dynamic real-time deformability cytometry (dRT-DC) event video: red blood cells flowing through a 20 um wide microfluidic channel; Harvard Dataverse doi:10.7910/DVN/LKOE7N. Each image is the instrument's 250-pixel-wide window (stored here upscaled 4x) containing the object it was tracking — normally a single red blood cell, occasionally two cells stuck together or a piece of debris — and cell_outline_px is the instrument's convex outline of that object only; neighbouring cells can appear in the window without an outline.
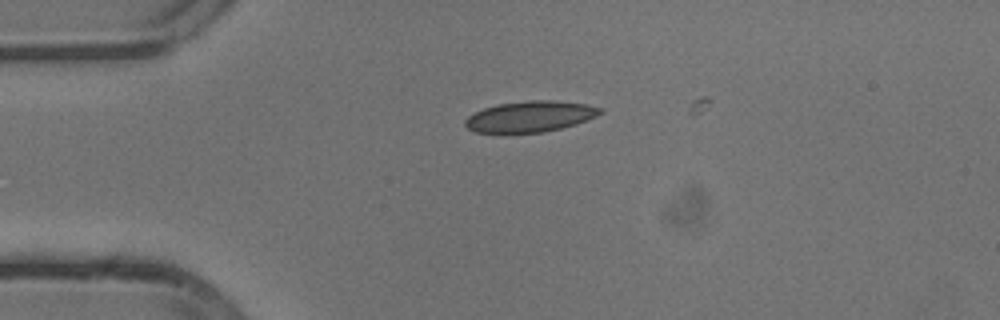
{"species": "common noctule bat (a hibernating species)", "species_latin": "Nyctalus noctula", "temperature_condition": "cold", "stored_images_in_passage": 13, "camera_frame_rate_fps": 3000, "um_per_image_px": 0.085, "animal": {"sex": "male", "body_mass_g": 13.3}, "frame": {"image": 1, "passage_image": 3, "time_ms": 0.667, "image_size_px": [1000, 320], "cell_outline_px": [[604, 112], [596, 116], [576, 124], [544, 132], [476, 132], [468, 128], [464, 124], [464, 120], [468, 116], [484, 108], [496, 104], [532, 100], [552, 100], [588, 104], [604, 108]], "centroid_in_image_um": [45.1, 9.89], "position_along_channel_um": 39.9, "area_um2": 24.22}}
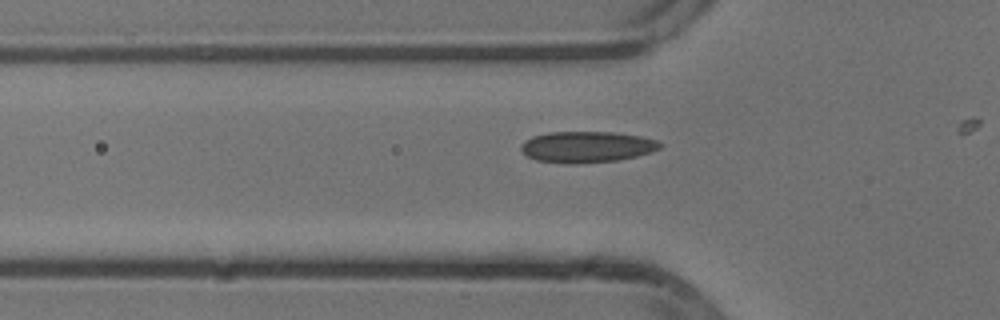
{"frame": {"image": 2, "passage_image": 8, "time_ms": 2.333, "image_size_px": [1000, 320], "cell_outline_px": [[664, 144], [660, 148], [652, 152], [636, 156], [616, 160], [572, 164], [564, 164], [536, 160], [528, 156], [520, 148], [520, 144], [524, 140], [532, 136], [548, 132], [612, 132], [640, 136], [656, 140]], "centroid_in_image_um": [49.86, 12.48], "position_along_channel_um": 75.9, "area_um2": 25.32}}
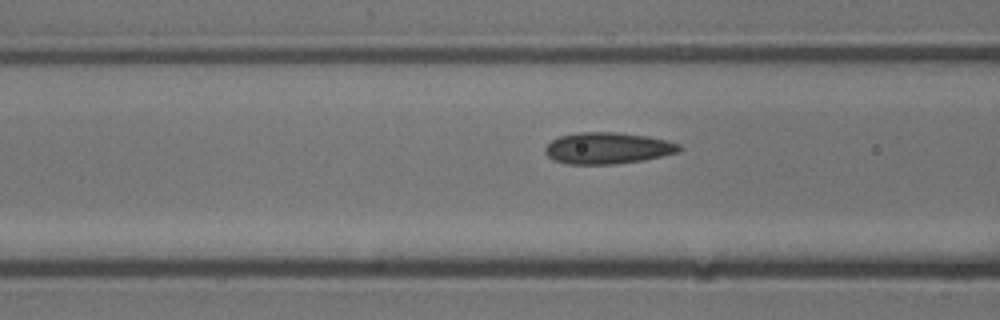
{"frame": {"image": 3, "passage_image": 11, "time_ms": 3.333, "image_size_px": [1000, 320], "cell_outline_px": [[684, 148], [680, 152], [644, 160], [616, 164], [568, 164], [552, 160], [544, 152], [544, 148], [552, 140], [560, 136], [580, 132], [616, 132], [648, 136], [668, 140], [680, 144]], "centroid_in_image_um": [51.68, 12.59], "position_along_channel_um": 114.9, "area_um2": 24.85}}